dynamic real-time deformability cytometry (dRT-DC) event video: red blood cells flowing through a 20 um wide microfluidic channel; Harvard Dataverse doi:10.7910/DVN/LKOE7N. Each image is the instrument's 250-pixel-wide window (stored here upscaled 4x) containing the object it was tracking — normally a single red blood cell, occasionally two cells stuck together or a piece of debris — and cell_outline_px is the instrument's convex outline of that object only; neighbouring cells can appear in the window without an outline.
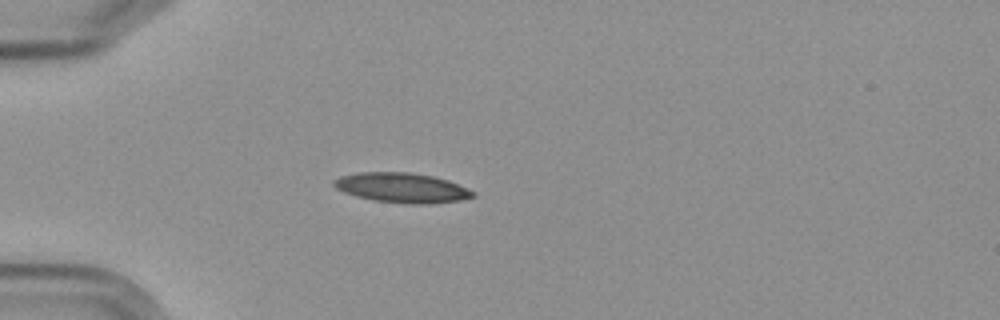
{"species": "Egyptian fruit bat (a non-hibernating species)", "species_latin": "Rousettus aegyptiacus", "temperature_condition": "cold", "stored_images_in_passage": 5, "camera_frame_rate_fps": 3000, "um_per_image_px": 0.085, "frame": {"image": 1, "passage_image": 5, "time_ms": 4.667, "image_size_px": [1000, 320], "cell_outline_px": [[476, 196], [460, 200], [420, 204], [408, 204], [376, 200], [356, 196], [344, 192], [336, 188], [332, 184], [332, 180], [340, 176], [360, 172], [408, 172], [432, 176], [448, 180], [476, 192]], "centroid_in_image_um": [34.15, 15.95], "position_along_channel_um": 50.9, "area_um2": 23.99}}